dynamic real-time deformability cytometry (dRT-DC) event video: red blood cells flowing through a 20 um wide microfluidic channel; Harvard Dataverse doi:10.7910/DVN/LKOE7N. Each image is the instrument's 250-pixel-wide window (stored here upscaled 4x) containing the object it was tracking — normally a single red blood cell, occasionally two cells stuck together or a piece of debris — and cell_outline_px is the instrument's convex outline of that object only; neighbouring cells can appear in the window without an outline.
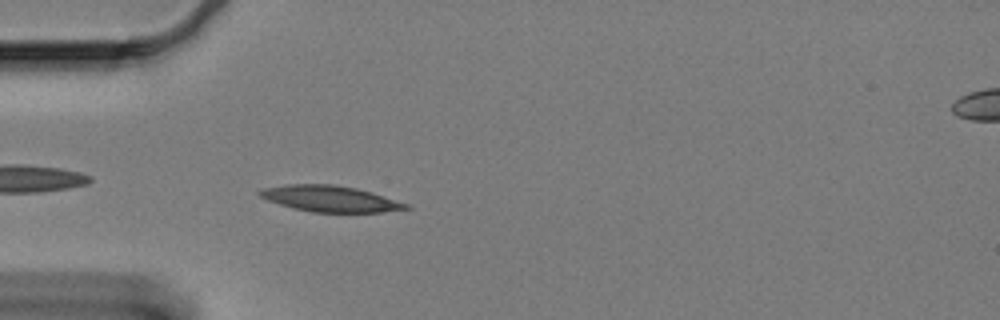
{"species": "Egyptian fruit bat (a non-hibernating species)", "species_latin": "Rousettus aegyptiacus", "temperature_condition": "cold", "stored_images_in_passage": 46, "camera_frame_rate_fps": 3000, "um_per_image_px": 0.085, "animal": {"sex": "female"}, "frame": {"image": 1, "passage_image": 3, "time_ms": 0.667, "image_size_px": [1000, 320], "cell_outline_px": [[412, 208], [380, 212], [312, 212], [292, 208], [268, 200], [260, 196], [256, 192], [260, 188], [288, 184], [332, 184], [356, 188], [372, 192], [408, 204]], "centroid_in_image_um": [28.02, 16.88], "position_along_channel_um": 57.0, "area_um2": 22.2}}
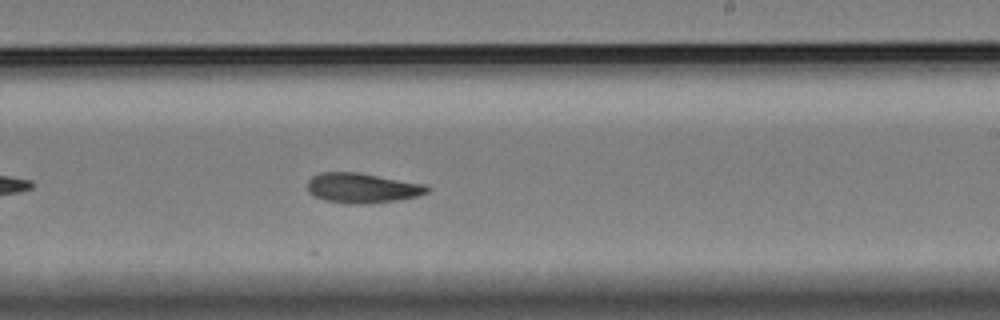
{"frame": {"image": 2, "passage_image": 22, "time_ms": 7.0, "image_size_px": [1000, 320], "cell_outline_px": [[428, 192], [416, 196], [396, 200], [360, 204], [348, 204], [324, 200], [312, 196], [308, 192], [308, 180], [312, 176], [320, 172], [356, 172], [428, 184]], "centroid_in_image_um": [30.75, 15.97], "position_along_channel_um": 258.2, "area_um2": 20.92}}
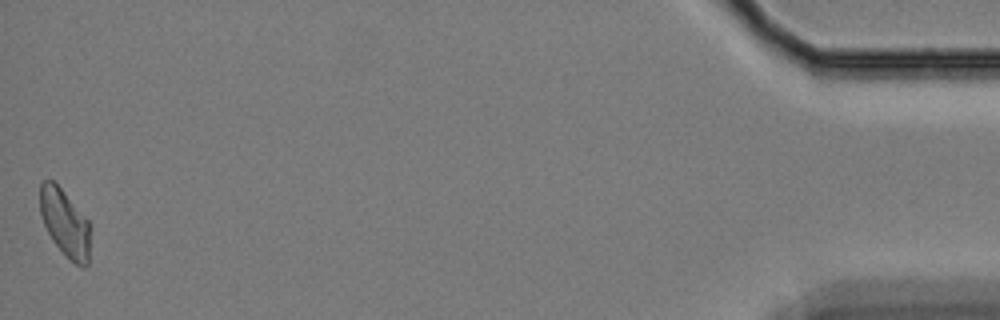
{"frame": {"image": 3, "passage_image": 46, "time_ms": 15.0, "image_size_px": [1000, 320], "cell_outline_px": [[92, 228], [88, 264], [84, 268], [68, 260], [52, 240], [44, 224], [40, 212], [40, 184], [44, 180], [52, 180], [60, 188], [92, 224]], "centroid_in_image_um": [5.56, 19.01], "position_along_channel_um": 429.6, "area_um2": 20.0}, "authors_computed_cell_mechanics": {"area_um2": 20.7502, "velocity_mm_per_s": 3.258, "shape_relaxation_time_tau1_ms": 4.8244, "shape_relaxation_time_tau2_ms": 4.5874, "deformation_change_tau1": 0.143, "deformation_change_tau2": 0.1029}}